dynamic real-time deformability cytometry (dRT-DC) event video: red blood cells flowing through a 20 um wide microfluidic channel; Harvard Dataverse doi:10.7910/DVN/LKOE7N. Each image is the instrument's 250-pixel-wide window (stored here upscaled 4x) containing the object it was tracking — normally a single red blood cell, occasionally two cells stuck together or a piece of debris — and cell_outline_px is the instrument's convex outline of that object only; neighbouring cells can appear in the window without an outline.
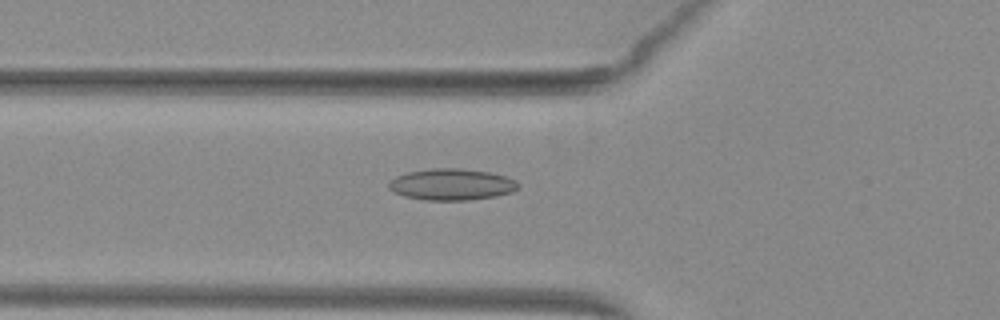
{"species": "common noctule bat (a hibernating species)", "species_latin": "Nyctalus noctula", "temperature_condition": "warm", "stored_images_in_passage": 31, "camera_frame_rate_fps": 3000, "um_per_image_px": 0.085, "animal": {"sex": "female", "body_mass_g": 29.2, "forearm_length_mm": 56.3}, "frame": {"image": 1, "passage_image": 2, "time_ms": 0.333, "image_size_px": [1000, 320], "cell_outline_px": [[520, 184], [512, 192], [496, 196], [468, 200], [424, 200], [404, 196], [392, 192], [388, 188], [388, 180], [396, 176], [408, 172], [432, 168], [460, 168], [488, 172], [504, 176], [516, 180]], "centroid_in_image_um": [38.34, 15.68], "position_along_channel_um": 87.5, "area_um2": 23.81}}
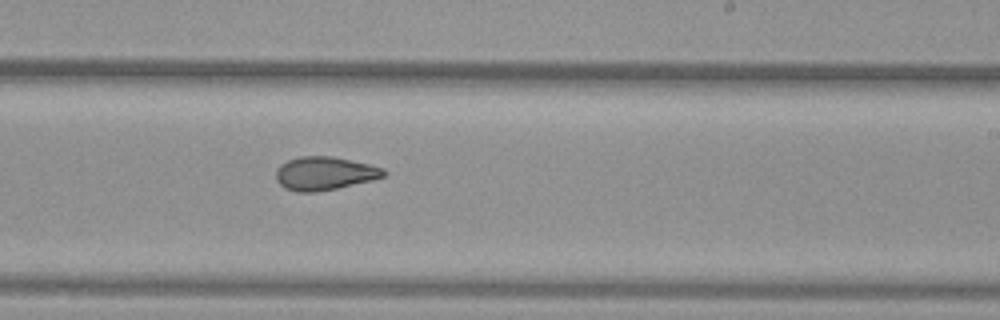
{"frame": {"image": 2, "passage_image": 15, "time_ms": 4.667, "image_size_px": [1000, 320], "cell_outline_px": [[388, 172], [384, 176], [372, 180], [336, 188], [316, 192], [296, 192], [284, 188], [276, 180], [276, 168], [280, 164], [288, 160], [300, 156], [332, 156], [368, 164], [384, 168]], "centroid_in_image_um": [27.56, 14.74], "position_along_channel_um": 261.4, "area_um2": 20.98}}
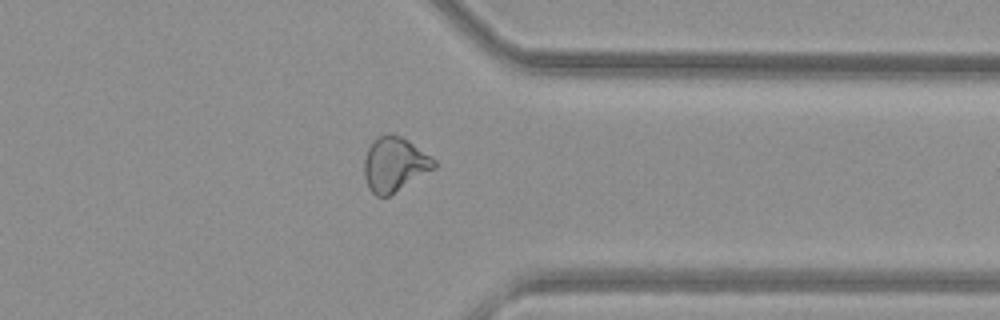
{"frame": {"image": 3, "passage_image": 24, "time_ms": 7.667, "image_size_px": [1000, 320], "cell_outline_px": [[436, 168], [388, 196], [376, 196], [368, 188], [364, 176], [364, 160], [368, 148], [372, 140], [376, 136], [400, 136], [436, 160]], "centroid_in_image_um": [33.51, 14.0], "position_along_channel_um": 377.9, "area_um2": 21.79}}